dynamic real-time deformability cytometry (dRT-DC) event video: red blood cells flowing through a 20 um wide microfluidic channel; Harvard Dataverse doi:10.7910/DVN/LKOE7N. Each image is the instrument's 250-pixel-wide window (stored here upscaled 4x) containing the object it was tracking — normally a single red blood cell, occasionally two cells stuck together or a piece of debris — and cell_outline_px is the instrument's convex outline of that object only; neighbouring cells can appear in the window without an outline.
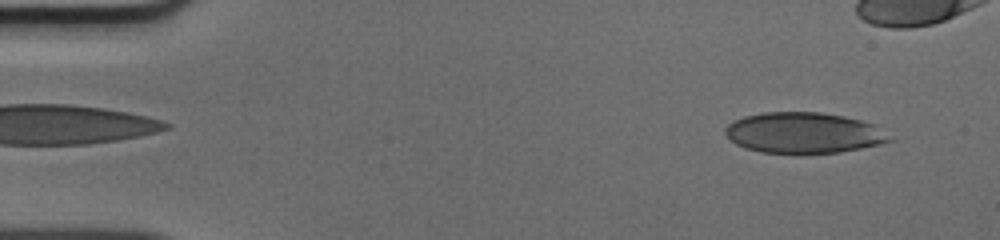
{"species": "human", "species_latin": "Homo sapiens", "temperature_condition": "cold", "stored_images_in_passage": 42, "camera_frame_rate_fps": 3000, "um_per_image_px": 0.085, "donor": {"sex": "male"}, "frame": {"image": 1, "passage_image": 3, "time_ms": 0.667, "image_size_px": [1000, 240], "cell_outline_px": [[896, 140], [880, 144], [840, 152], [800, 156], [760, 152], [744, 148], [736, 144], [724, 132], [724, 128], [732, 120], [744, 116], [764, 112], [820, 112], [844, 116], [876, 124]], "centroid_in_image_um": [68.32, 11.32], "position_along_channel_um": 16.7, "area_um2": 40.17}}
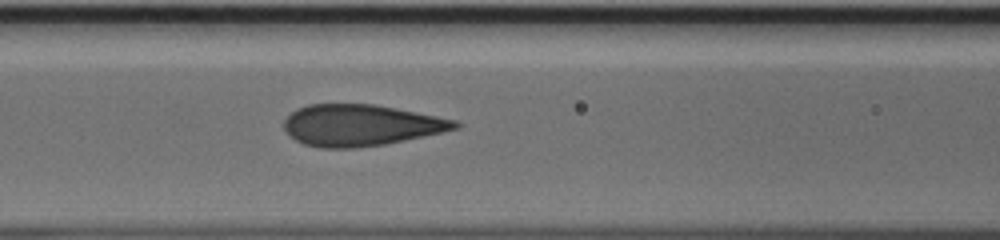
{"frame": {"image": 2, "passage_image": 20, "time_ms": 6.333, "image_size_px": [1000, 240], "cell_outline_px": [[460, 128], [424, 136], [384, 144], [352, 148], [320, 148], [304, 144], [296, 140], [284, 128], [284, 120], [296, 108], [308, 104], [376, 104], [456, 120], [460, 124]], "centroid_in_image_um": [30.66, 10.64], "position_along_channel_um": 135.9, "area_um2": 41.04}}
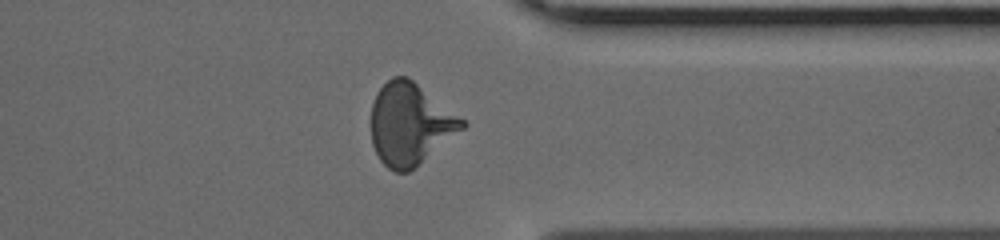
{"frame": {"image": 3, "passage_image": 38, "time_ms": 12.333, "image_size_px": [1000, 240], "cell_outline_px": [[468, 124], [464, 128], [408, 172], [396, 172], [388, 168], [380, 160], [372, 144], [372, 104], [376, 92], [392, 76], [408, 76], [464, 120]], "centroid_in_image_um": [34.83, 10.53], "position_along_channel_um": 376.6, "area_um2": 42.83}}